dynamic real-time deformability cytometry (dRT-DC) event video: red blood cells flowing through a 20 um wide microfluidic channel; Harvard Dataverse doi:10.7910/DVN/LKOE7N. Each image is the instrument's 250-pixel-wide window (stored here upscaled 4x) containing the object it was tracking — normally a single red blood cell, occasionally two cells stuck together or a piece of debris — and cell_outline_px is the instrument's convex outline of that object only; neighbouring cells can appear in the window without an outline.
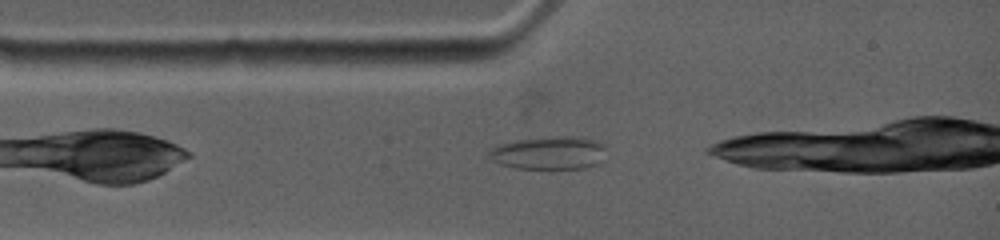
{"species": "common noctule bat (a hibernating species)", "species_latin": "Nyctalus noctula", "temperature_condition": "warm", "stored_images_in_passage": 5, "camera_frame_rate_fps": 4500, "um_per_image_px": 0.085, "animal": {"sex": "female", "body_mass_g": 19.0, "forearm_length_mm": 53.3}, "frame": {"image": 1, "passage_image": 2, "time_ms": 0.444, "image_size_px": [1000, 240], "cell_outline_px": [[604, 160], [596, 164], [584, 168], [552, 172], [516, 168], [500, 164], [492, 160], [488, 156], [488, 152], [492, 148], [500, 144], [516, 140], [548, 136], [584, 136], [596, 140], [604, 144]], "centroid_in_image_um": [46.7, 13.03], "position_along_channel_um": 38.3, "area_um2": 23.76}}